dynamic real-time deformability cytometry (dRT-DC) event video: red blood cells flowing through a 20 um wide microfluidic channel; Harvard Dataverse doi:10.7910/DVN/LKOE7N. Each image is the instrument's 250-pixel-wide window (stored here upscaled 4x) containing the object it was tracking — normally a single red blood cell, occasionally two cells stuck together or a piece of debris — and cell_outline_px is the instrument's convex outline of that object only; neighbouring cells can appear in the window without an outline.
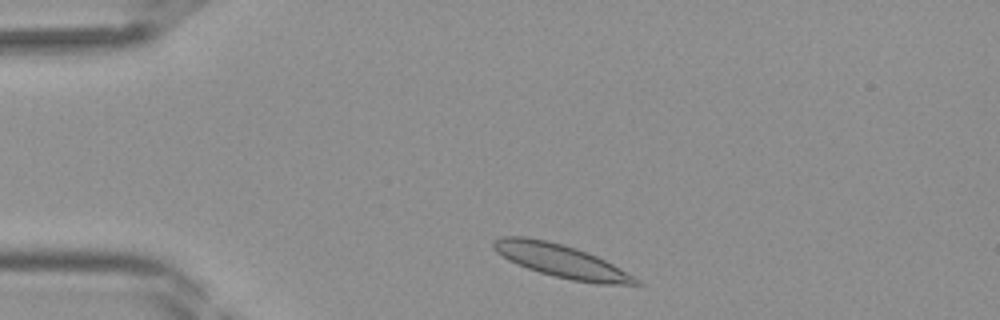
{"species": "Egyptian fruit bat (a non-hibernating species)", "species_latin": "Rousettus aegyptiacus", "temperature_condition": "room temperature", "stored_images_in_passage": 35, "camera_frame_rate_fps": 3000, "um_per_image_px": 0.085, "frame": {"image": 1, "passage_image": 2, "time_ms": 0.333, "image_size_px": [1000, 320], "cell_outline_px": [[644, 284], [600, 284], [572, 280], [540, 272], [516, 264], [508, 260], [496, 252], [492, 248], [492, 240], [500, 236], [524, 236], [548, 240], [564, 244], [588, 252], [620, 268], [640, 280]], "centroid_in_image_um": [47.65, 22.15], "position_along_channel_um": 37.4, "area_um2": 27.4}}
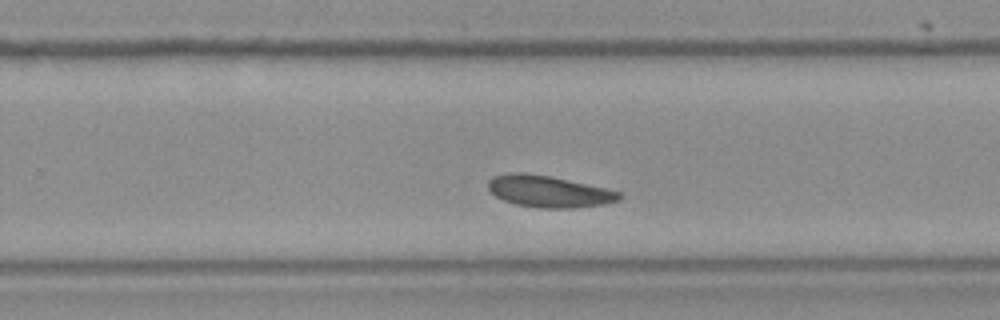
{"frame": {"image": 2, "passage_image": 20, "time_ms": 6.333, "image_size_px": [1000, 320], "cell_outline_px": [[624, 196], [620, 200], [604, 204], [568, 208], [540, 208], [516, 204], [504, 200], [496, 196], [488, 188], [488, 180], [492, 176], [508, 172], [524, 172], [548, 176], [608, 188], [620, 192]], "centroid_in_image_um": [46.65, 16.26], "position_along_channel_um": 283.1, "area_um2": 24.22}}
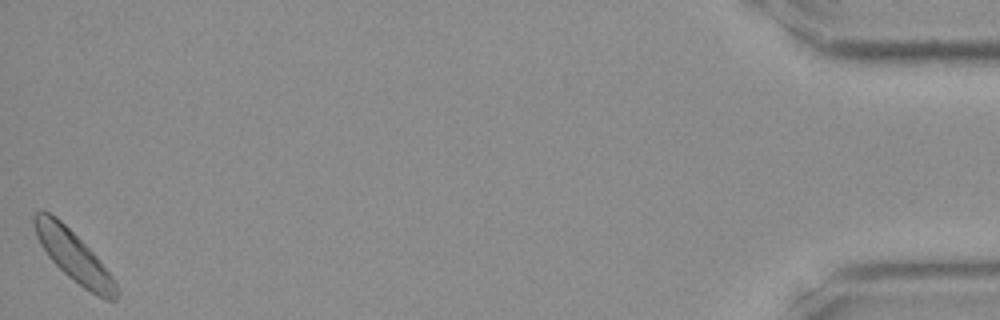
{"frame": {"image": 3, "passage_image": 35, "time_ms": 11.333, "image_size_px": [1000, 320], "cell_outline_px": [[120, 292], [116, 300], [104, 300], [96, 296], [84, 288], [68, 276], [48, 256], [40, 244], [36, 236], [32, 224], [32, 216], [36, 212], [48, 212], [56, 216], [96, 256], [112, 276]], "centroid_in_image_um": [6.26, 21.8], "position_along_channel_um": 428.9, "area_um2": 23.87}}